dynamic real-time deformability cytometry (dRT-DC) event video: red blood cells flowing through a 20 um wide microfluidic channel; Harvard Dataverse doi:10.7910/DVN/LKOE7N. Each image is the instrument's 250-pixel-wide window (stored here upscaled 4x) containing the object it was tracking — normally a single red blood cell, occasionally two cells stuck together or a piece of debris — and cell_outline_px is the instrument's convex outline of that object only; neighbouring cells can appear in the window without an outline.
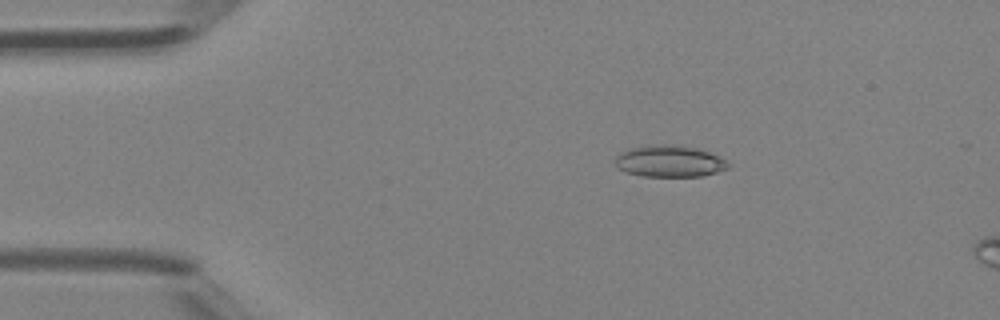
{"species": "Egyptian fruit bat (a non-hibernating species)", "species_latin": "Rousettus aegyptiacus", "temperature_condition": "room temperature", "stored_images_in_passage": 15, "camera_frame_rate_fps": 3000, "um_per_image_px": 0.085, "animal": {"sex": "female"}, "frame": {"image": 1, "passage_image": 9, "time_ms": 2.667, "image_size_px": [1000, 320], "cell_outline_px": [[732, 164], [728, 168], [704, 176], [640, 176], [624, 172], [616, 168], [616, 156], [620, 152], [628, 148], [644, 144], [664, 144], [700, 148], [720, 156]], "centroid_in_image_um": [56.89, 13.69], "position_along_channel_um": 28.1, "area_um2": 21.33}}